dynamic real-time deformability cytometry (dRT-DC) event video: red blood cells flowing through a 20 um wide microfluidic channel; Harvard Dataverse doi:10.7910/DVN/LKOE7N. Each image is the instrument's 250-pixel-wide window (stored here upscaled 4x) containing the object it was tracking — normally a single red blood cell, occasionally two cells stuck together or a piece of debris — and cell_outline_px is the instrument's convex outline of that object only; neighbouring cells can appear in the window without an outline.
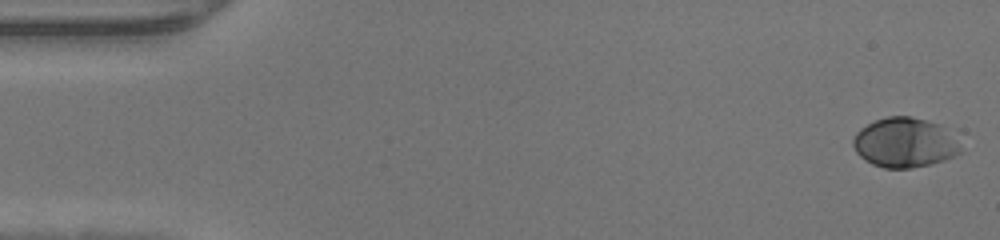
{"species": "human", "species_latin": "Homo sapiens", "temperature_condition": "warm", "stored_images_in_passage": 19, "camera_frame_rate_fps": 3000, "um_per_image_px": 0.085, "donor": {"sex": "male"}, "frame": {"image": 1, "passage_image": 1, "time_ms": 0.0, "image_size_px": [1000, 240], "cell_outline_px": [[960, 152], [956, 156], [944, 160], [912, 168], [884, 168], [872, 164], [864, 160], [856, 152], [852, 144], [852, 140], [856, 132], [860, 128], [876, 120], [888, 116], [912, 116], [928, 120], [940, 124], [960, 148]], "centroid_in_image_um": [76.83, 12.12], "position_along_channel_um": 8.2, "area_um2": 30.87}}
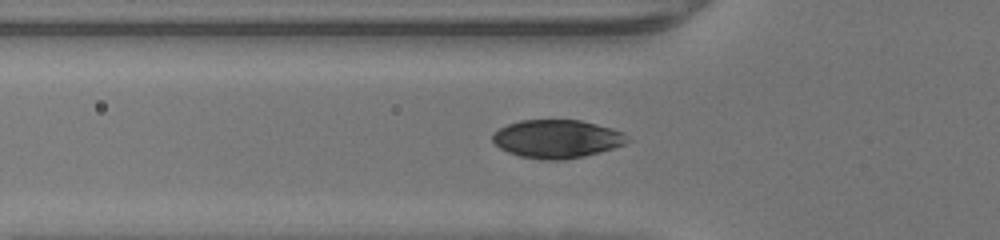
{"frame": {"image": 2, "passage_image": 16, "time_ms": 5.0, "image_size_px": [1000, 240], "cell_outline_px": [[632, 140], [624, 144], [600, 152], [584, 156], [564, 160], [544, 160], [520, 156], [508, 152], [500, 148], [492, 140], [492, 136], [500, 128], [508, 124], [520, 120], [580, 120], [612, 128], [624, 132]], "centroid_in_image_um": [47.37, 11.81], "position_along_channel_um": 78.4, "area_um2": 30.06}}
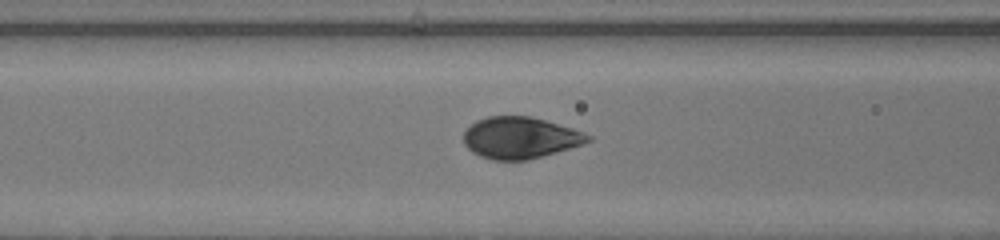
{"frame": {"image": 3, "passage_image": 19, "time_ms": 6.0, "image_size_px": [1000, 240], "cell_outline_px": [[592, 140], [584, 144], [528, 160], [492, 160], [480, 156], [472, 152], [464, 144], [464, 132], [476, 120], [488, 116], [528, 116], [544, 120], [572, 128], [584, 132], [592, 136]], "centroid_in_image_um": [44.22, 11.71], "position_along_channel_um": 122.4, "area_um2": 30.06}}